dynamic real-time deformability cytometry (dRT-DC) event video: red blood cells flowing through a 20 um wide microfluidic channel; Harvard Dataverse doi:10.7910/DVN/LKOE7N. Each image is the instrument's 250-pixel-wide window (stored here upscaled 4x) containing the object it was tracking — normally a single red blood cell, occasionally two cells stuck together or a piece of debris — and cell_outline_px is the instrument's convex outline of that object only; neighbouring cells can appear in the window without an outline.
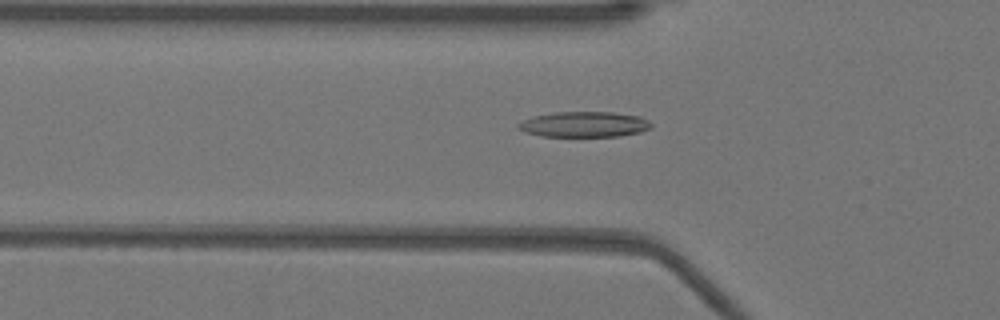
{"species": "Egyptian fruit bat (a non-hibernating species)", "species_latin": "Rousettus aegyptiacus", "temperature_condition": "warm", "stored_images_in_passage": 46, "camera_frame_rate_fps": 3000, "um_per_image_px": 0.085, "animal": {"sex": "female"}, "frame": {"image": 1, "passage_image": 12, "time_ms": 3.667, "image_size_px": [1000, 320], "cell_outline_px": [[652, 128], [640, 132], [620, 136], [540, 136], [524, 132], [516, 128], [516, 124], [532, 116], [556, 112], [612, 112], [640, 116], [648, 120], [652, 124]], "centroid_in_image_um": [49.64, 10.57], "position_along_channel_um": 76.2, "area_um2": 19.88}}
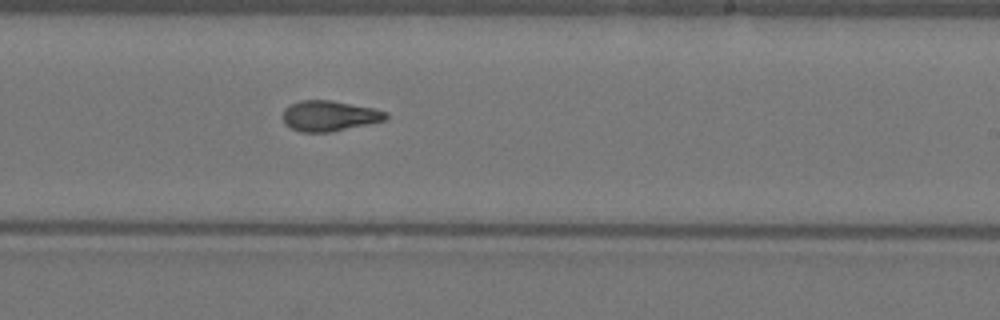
{"frame": {"image": 2, "passage_image": 26, "time_ms": 8.333, "image_size_px": [1000, 320], "cell_outline_px": [[388, 120], [328, 132], [300, 132], [284, 124], [284, 108], [300, 100], [332, 100], [376, 108], [388, 112]], "centroid_in_image_um": [28.04, 9.84], "position_along_channel_um": 261.0, "area_um2": 18.38}}
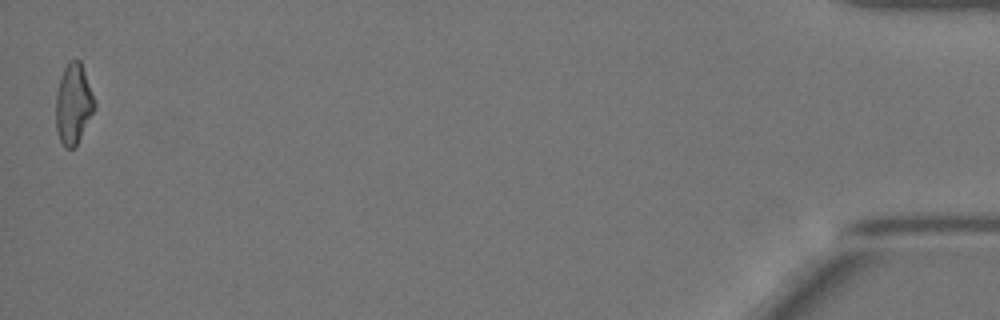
{"frame": {"image": 3, "passage_image": 46, "time_ms": 15.0, "image_size_px": [1000, 320], "cell_outline_px": [[96, 108], [76, 144], [72, 148], [64, 148], [56, 132], [56, 92], [60, 76], [64, 68], [72, 60], [80, 60], [96, 104]], "centroid_in_image_um": [6.22, 8.85], "position_along_channel_um": 429.0, "area_um2": 17.92}, "authors_computed_cell_mechanics": {"area_um2": 18.3804, "velocity_mm_per_s": 3.9415, "shape_relaxation_time_tau1_ms": 5.6088, "shape_relaxation_time_tau2_ms": 2.1378, "deformation_change_tau1": 0.2058, "deformation_change_tau2": 0.0963}}